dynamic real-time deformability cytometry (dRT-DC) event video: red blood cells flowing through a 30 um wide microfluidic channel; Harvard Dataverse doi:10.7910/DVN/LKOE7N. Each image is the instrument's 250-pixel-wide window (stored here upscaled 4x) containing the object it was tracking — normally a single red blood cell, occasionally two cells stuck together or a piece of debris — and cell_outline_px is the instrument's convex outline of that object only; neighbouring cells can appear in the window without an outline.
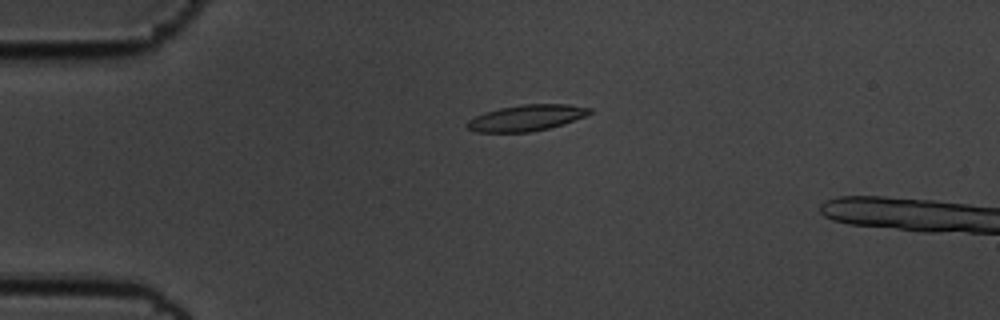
{"species": "common noctule bat (a hibernating species)", "species_latin": "Nyctalus noctula", "temperature_condition": "cold", "stored_images_in_passage": 16, "camera_frame_rate_fps": 3000, "um_per_image_px": 0.085, "animal": {"sex": "male", "body_mass_g": 19.5, "forearm_length_mm": 54.6}, "frame": {"image": 1, "passage_image": 12, "time_ms": 3.667, "image_size_px": [1000, 320], "cell_outline_px": [[592, 112], [584, 116], [548, 128], [532, 132], [476, 132], [468, 128], [464, 124], [468, 120], [484, 112], [500, 108], [524, 104], [568, 104], [592, 108]], "centroid_in_image_um": [44.7, 10.01], "position_along_channel_um": 40.3, "area_um2": 18.44}}